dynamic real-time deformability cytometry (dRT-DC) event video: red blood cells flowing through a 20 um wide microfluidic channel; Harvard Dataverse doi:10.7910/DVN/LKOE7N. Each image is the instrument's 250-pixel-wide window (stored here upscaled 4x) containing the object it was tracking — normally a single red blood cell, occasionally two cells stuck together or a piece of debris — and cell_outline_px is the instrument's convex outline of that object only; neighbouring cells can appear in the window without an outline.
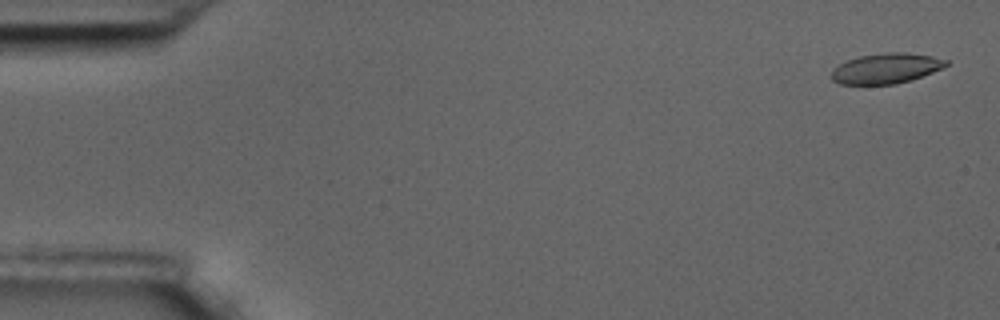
{"species": "common noctule bat (a hibernating species)", "species_latin": "Nyctalus noctula", "temperature_condition": "room temperature", "stored_images_in_passage": 59, "camera_frame_rate_fps": 3000, "um_per_image_px": 0.085, "animal": {"sex": "male", "body_mass_g": 17.5, "forearm_length_mm": 52.3}, "frame": {"image": 1, "passage_image": 2, "time_ms": 0.333, "image_size_px": [1000, 320], "cell_outline_px": [[948, 64], [944, 68], [912, 80], [896, 84], [840, 84], [832, 80], [832, 72], [840, 64], [848, 60], [860, 56], [888, 52], [904, 52], [932, 56], [948, 60]], "centroid_in_image_um": [75.37, 5.82], "position_along_channel_um": 9.6, "area_um2": 20.11}}
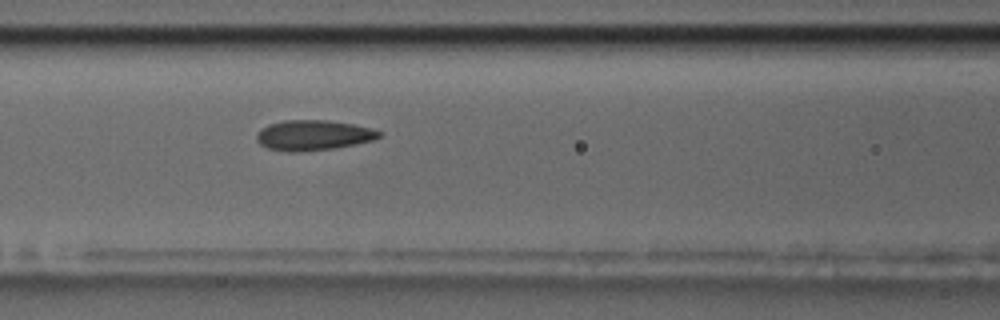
{"frame": {"image": 2, "passage_image": 25, "time_ms": 8.0, "image_size_px": [1000, 320], "cell_outline_px": [[380, 136], [372, 140], [356, 144], [336, 148], [296, 152], [288, 152], [268, 148], [260, 144], [256, 140], [256, 136], [260, 128], [268, 124], [284, 120], [328, 120], [352, 124], [368, 128], [380, 132]], "centroid_in_image_um": [26.57, 11.49], "position_along_channel_um": 140.0, "area_um2": 21.5}}
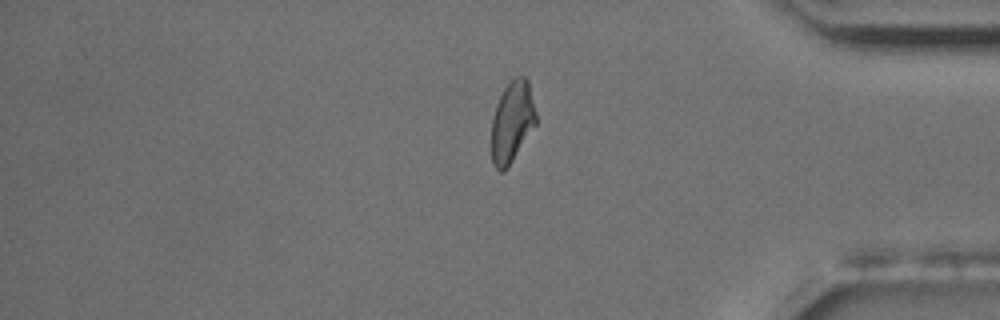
{"frame": {"image": 3, "passage_image": 49, "time_ms": 16.0, "image_size_px": [1000, 320], "cell_outline_px": [[536, 124], [508, 168], [504, 172], [500, 172], [492, 164], [492, 120], [496, 104], [504, 88], [516, 76], [524, 76], [528, 80], [536, 116]], "centroid_in_image_um": [43.52, 10.39], "position_along_channel_um": 391.7, "area_um2": 20.92}, "authors_computed_cell_mechanics": {"area_um2": 21.3282, "velocity_mm_per_s": 3.4388, "shape_relaxation_time_tau1_ms": 4.1248, "shape_relaxation_time_tau2_ms": 1.8859, "deformation_change_tau1": 0.1192, "deformation_change_tau2": 0.0712}}